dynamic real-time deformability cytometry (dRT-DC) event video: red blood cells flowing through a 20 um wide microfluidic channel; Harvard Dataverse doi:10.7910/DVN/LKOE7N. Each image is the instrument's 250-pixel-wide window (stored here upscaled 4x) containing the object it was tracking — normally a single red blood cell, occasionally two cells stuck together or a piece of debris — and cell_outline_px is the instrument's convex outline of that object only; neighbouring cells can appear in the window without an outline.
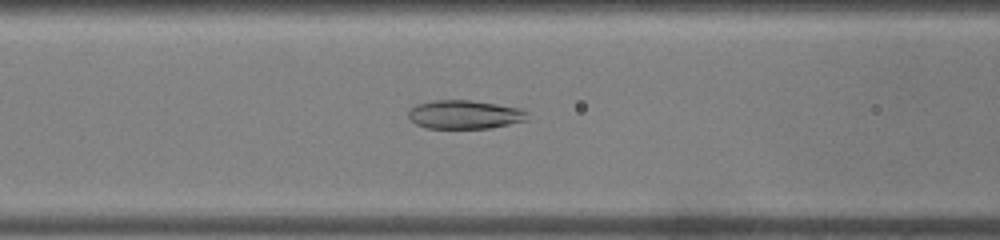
{"species": "common noctule bat (a hibernating species)", "species_latin": "Nyctalus noctula", "temperature_condition": "warm", "stored_images_in_passage": 50, "camera_frame_rate_fps": 3000, "um_per_image_px": 0.085, "animal": {"sex": "male", "body_mass_g": 19.0, "forearm_length_mm": 50.8}, "frame": {"image": 1, "passage_image": 20, "time_ms": 6.333, "image_size_px": [1000, 240], "cell_outline_px": [[528, 120], [492, 128], [428, 128], [416, 124], [408, 116], [408, 108], [416, 104], [432, 100], [468, 100], [496, 104], [520, 108], [528, 112]], "centroid_in_image_um": [39.49, 9.73], "position_along_channel_um": 127.1, "area_um2": 20.0}}
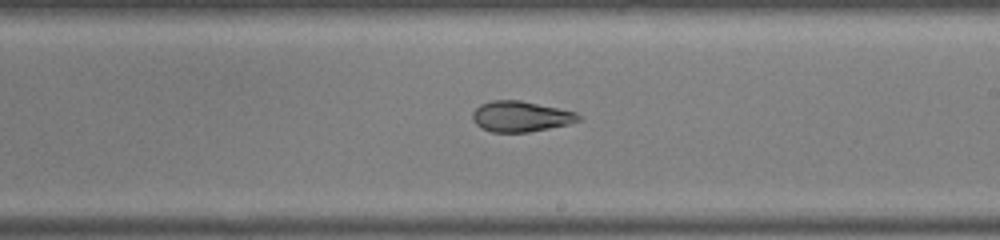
{"frame": {"image": 2, "passage_image": 29, "time_ms": 9.333, "image_size_px": [1000, 240], "cell_outline_px": [[580, 120], [568, 124], [528, 132], [492, 132], [480, 128], [472, 120], [472, 112], [480, 104], [492, 100], [520, 100], [576, 112], [580, 116]], "centroid_in_image_um": [44.21, 9.9], "position_along_channel_um": 244.8, "area_um2": 18.84}}
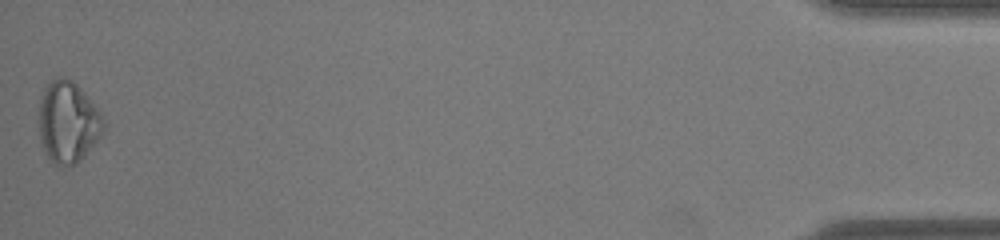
{"frame": {"image": 3, "passage_image": 50, "time_ms": 16.333, "image_size_px": [1000, 240], "cell_outline_px": [[104, 128], [100, 136], [84, 156], [76, 164], [60, 168], [48, 160], [40, 144], [40, 96], [44, 88], [52, 80], [60, 76], [72, 80], [80, 88], [96, 108], [104, 120]], "centroid_in_image_um": [5.74, 10.42], "position_along_channel_um": 429.5, "area_um2": 30.58}, "authors_computed_cell_mechanics": {"area_um2": 23.5535, "velocity_mm_per_s": 3.9299, "shape_relaxation_time_tau1_ms": null, "shape_relaxation_time_tau2_ms": 2.2174, "deformation_change_tau1": null, "deformation_change_tau2": 0.0845}}